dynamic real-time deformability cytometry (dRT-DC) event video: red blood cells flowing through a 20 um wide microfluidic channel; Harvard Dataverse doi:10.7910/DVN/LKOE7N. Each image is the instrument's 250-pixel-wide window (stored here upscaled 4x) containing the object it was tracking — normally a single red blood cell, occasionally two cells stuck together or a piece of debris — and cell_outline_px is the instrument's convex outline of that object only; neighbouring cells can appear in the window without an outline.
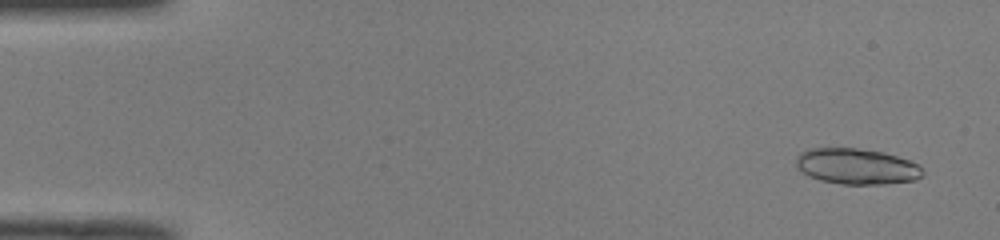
{"species": "common noctule bat (a hibernating species)", "species_latin": "Nyctalus noctula", "temperature_condition": "room temperature", "stored_images_in_passage": 50, "camera_frame_rate_fps": 3000, "um_per_image_px": 0.085, "animal": {"sex": "male", "body_mass_g": 19.0, "forearm_length_mm": 50.8}, "frame": {"image": 1, "passage_image": 3, "time_ms": 0.667, "image_size_px": [1000, 240], "cell_outline_px": [[924, 176], [916, 180], [884, 184], [840, 184], [820, 180], [808, 176], [796, 164], [796, 156], [800, 152], [808, 148], [856, 148], [884, 152], [920, 164], [924, 172]], "centroid_in_image_um": [72.85, 14.14], "position_along_channel_um": 12.2, "area_um2": 26.59}}
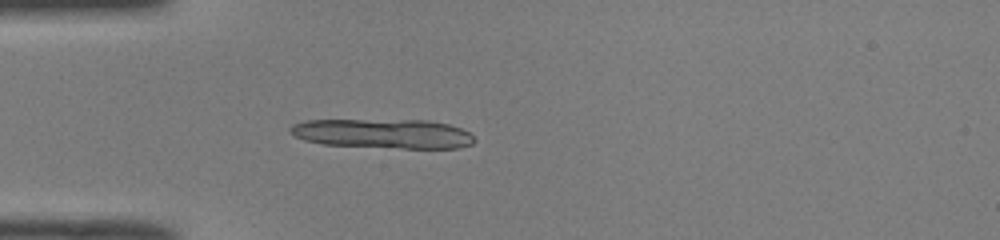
{"frame": {"image": 2, "passage_image": 15, "time_ms": 4.667, "image_size_px": [1000, 240], "cell_outline_px": [[476, 140], [472, 144], [460, 148], [404, 148], [324, 144], [304, 140], [296, 136], [288, 128], [292, 124], [308, 120], [428, 120], [448, 124], [460, 128], [468, 132]], "centroid_in_image_um": [32.59, 11.35], "position_along_channel_um": 52.4, "area_um2": 31.44}, "authors_computed_cell_mechanics": {"area_um2": 26.4724, "velocity_mm_per_s": 4.0309, "shape_relaxation_time_tau1_ms": 0.1639, "shape_relaxation_time_tau2_ms": 1.8303, "deformation_change_tau1": 0.2796, "deformation_change_tau2": 0.0913}}